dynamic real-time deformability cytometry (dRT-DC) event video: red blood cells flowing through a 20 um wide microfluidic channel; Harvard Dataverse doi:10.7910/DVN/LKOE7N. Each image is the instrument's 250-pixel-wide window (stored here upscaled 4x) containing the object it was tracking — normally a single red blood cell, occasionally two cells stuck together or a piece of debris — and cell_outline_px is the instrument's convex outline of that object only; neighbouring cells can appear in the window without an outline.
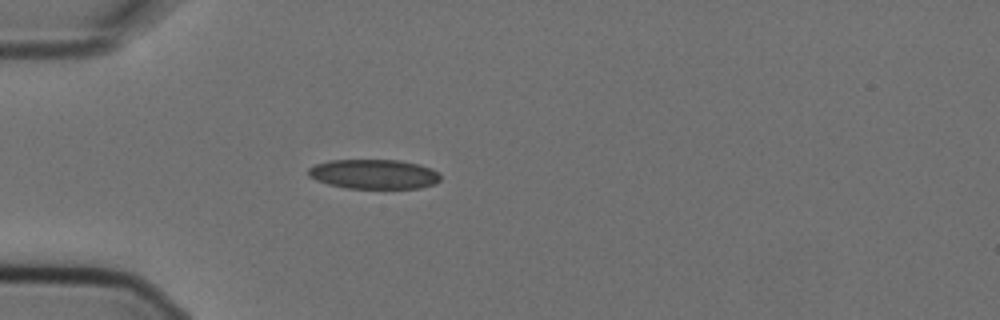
{"species": "Egyptian fruit bat (a non-hibernating species)", "species_latin": "Rousettus aegyptiacus", "temperature_condition": "cold", "stored_images_in_passage": 5, "segment_of_instrument_passage": [1, 2], "camera_frame_rate_fps": 3000, "um_per_image_px": 0.085, "animal": {"sex": "female"}, "frame": {"image": 1, "passage_image": 4, "time_ms": 1.0, "image_size_px": [1000, 320], "cell_outline_px": [[440, 180], [436, 184], [420, 188], [348, 188], [328, 184], [316, 180], [308, 176], [308, 168], [316, 164], [328, 160], [400, 160], [420, 164], [432, 168], [440, 172]], "centroid_in_image_um": [31.82, 14.79], "position_along_channel_um": 53.2, "area_um2": 23.0}}